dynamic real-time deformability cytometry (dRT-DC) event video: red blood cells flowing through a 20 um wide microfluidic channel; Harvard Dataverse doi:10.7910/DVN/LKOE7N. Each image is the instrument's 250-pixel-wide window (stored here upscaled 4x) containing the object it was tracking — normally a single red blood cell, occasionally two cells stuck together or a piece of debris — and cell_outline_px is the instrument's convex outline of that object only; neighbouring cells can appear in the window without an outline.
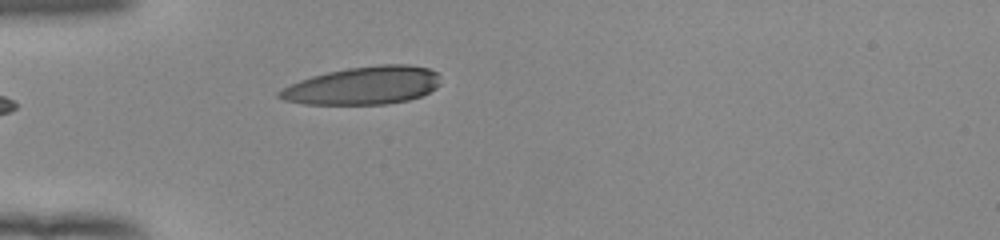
{"species": "human", "species_latin": "Homo sapiens", "temperature_condition": "room temperature", "stored_images_in_passage": 5, "camera_frame_rate_fps": 3000, "um_per_image_px": 0.085, "donor": {"sex": "female"}, "frame": {"image": 1, "passage_image": 1, "time_ms": 0.0, "image_size_px": [1000, 240], "cell_outline_px": [[440, 84], [436, 88], [420, 96], [408, 100], [388, 104], [304, 104], [284, 100], [276, 96], [276, 92], [300, 80], [312, 76], [328, 72], [348, 68], [380, 64], [408, 64], [428, 68], [436, 72]], "centroid_in_image_um": [30.87, 7.27], "position_along_channel_um": 54.1, "area_um2": 35.49}}
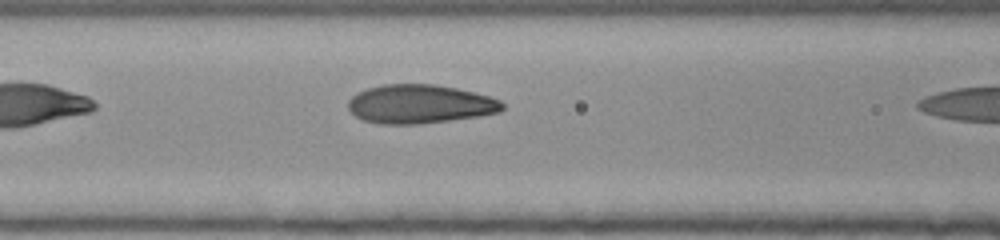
{"frame": {"image": 2, "passage_image": 4, "time_ms": 1.0, "image_size_px": [1000, 240], "cell_outline_px": [[504, 108], [500, 112], [480, 116], [420, 124], [380, 124], [360, 120], [348, 108], [348, 100], [356, 92], [368, 88], [384, 84], [436, 84], [456, 88], [488, 96], [500, 100], [504, 104]], "centroid_in_image_um": [35.67, 8.85], "position_along_channel_um": 130.9, "area_um2": 35.03}}